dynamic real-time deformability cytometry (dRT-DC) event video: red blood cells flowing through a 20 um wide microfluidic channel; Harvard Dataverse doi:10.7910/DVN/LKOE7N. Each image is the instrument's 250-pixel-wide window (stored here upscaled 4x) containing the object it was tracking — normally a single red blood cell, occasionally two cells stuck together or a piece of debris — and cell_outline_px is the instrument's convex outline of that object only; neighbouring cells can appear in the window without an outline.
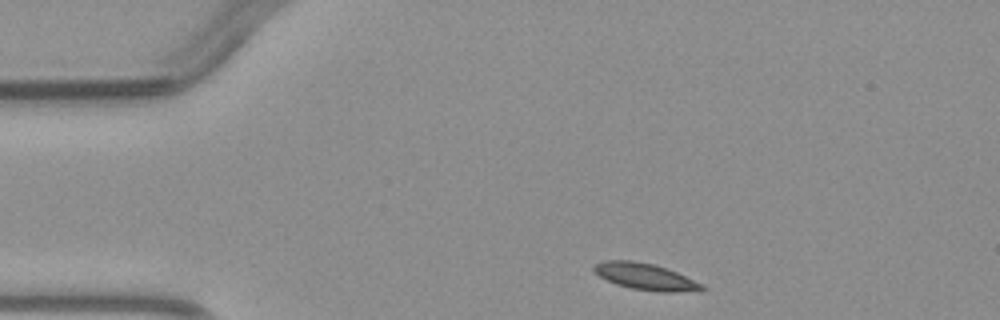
{"species": "common noctule bat (a hibernating species)", "species_latin": "Nyctalus noctula", "temperature_condition": "warm", "stored_images_in_passage": 3, "camera_frame_rate_fps": 3000, "um_per_image_px": 0.085, "animal": {"sex": "male", "body_mass_g": 23.1, "forearm_length_mm": 52.7}, "frame": {"image": 1, "passage_image": 1, "time_ms": 0.0, "image_size_px": [1000, 320], "cell_outline_px": [[708, 288], [676, 292], [660, 292], [632, 288], [616, 284], [600, 276], [592, 268], [596, 264], [604, 260], [632, 260], [656, 264], [668, 268], [704, 284]], "centroid_in_image_um": [54.88, 23.49], "position_along_channel_um": 30.1, "area_um2": 16.65}}
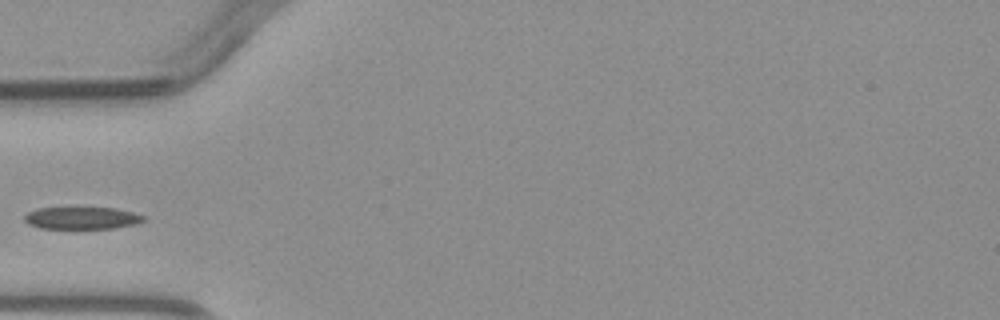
{"frame": {"image": 2, "passage_image": 3, "time_ms": 2.333, "image_size_px": [1000, 320], "cell_outline_px": [[148, 216], [144, 220], [136, 224], [112, 228], [40, 228], [28, 224], [24, 220], [24, 216], [28, 212], [36, 208], [116, 208]], "centroid_in_image_um": [6.97, 18.53], "position_along_channel_um": 78.0, "area_um2": 15.37}}